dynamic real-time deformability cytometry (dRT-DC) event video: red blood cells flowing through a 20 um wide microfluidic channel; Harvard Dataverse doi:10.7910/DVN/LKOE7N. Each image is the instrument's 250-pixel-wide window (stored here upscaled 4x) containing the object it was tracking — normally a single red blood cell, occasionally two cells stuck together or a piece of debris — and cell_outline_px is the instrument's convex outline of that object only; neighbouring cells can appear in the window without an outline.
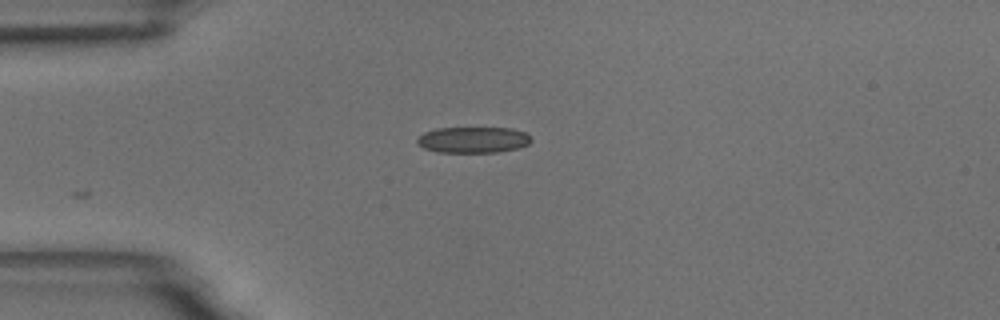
{"species": "common noctule bat (a hibernating species)", "species_latin": "Nyctalus noctula", "temperature_condition": "room temperature", "stored_images_in_passage": 7, "camera_frame_rate_fps": 3000, "um_per_image_px": 0.085, "animal": {"sex": "male", "body_mass_g": 18.8}, "frame": {"image": 1, "passage_image": 1, "time_ms": 0.0, "image_size_px": [1000, 320], "cell_outline_px": [[532, 140], [528, 144], [520, 148], [500, 152], [436, 152], [424, 148], [416, 144], [416, 140], [424, 132], [436, 128], [512, 128], [524, 132]], "centroid_in_image_um": [40.2, 11.89], "position_along_channel_um": 44.8, "area_um2": 17.4}}